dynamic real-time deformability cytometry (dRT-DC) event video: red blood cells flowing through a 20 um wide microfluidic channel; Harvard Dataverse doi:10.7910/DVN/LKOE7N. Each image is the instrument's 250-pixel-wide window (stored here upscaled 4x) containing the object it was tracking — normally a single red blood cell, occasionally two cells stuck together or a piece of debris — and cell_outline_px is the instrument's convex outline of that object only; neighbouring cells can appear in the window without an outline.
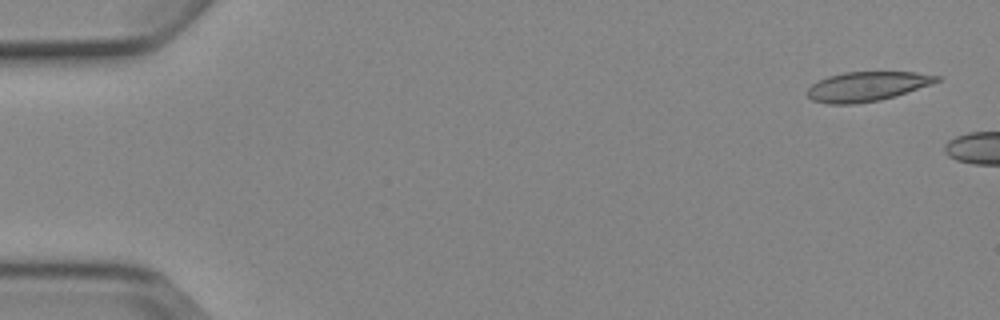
{"species": "Egyptian fruit bat (a non-hibernating species)", "species_latin": "Rousettus aegyptiacus", "temperature_condition": "cold", "stored_images_in_passage": 2, "camera_frame_rate_fps": 3000, "um_per_image_px": 0.085, "animal": {"sex": "female"}, "frame": {"image": 1, "passage_image": 1, "time_ms": 0.0, "image_size_px": [1000, 320], "cell_outline_px": [[940, 80], [932, 84], [896, 96], [880, 100], [852, 104], [828, 104], [812, 100], [804, 92], [812, 84], [828, 76], [844, 72], [916, 72], [940, 76]], "centroid_in_image_um": [73.68, 7.35], "position_along_channel_um": 11.3, "area_um2": 22.31}}